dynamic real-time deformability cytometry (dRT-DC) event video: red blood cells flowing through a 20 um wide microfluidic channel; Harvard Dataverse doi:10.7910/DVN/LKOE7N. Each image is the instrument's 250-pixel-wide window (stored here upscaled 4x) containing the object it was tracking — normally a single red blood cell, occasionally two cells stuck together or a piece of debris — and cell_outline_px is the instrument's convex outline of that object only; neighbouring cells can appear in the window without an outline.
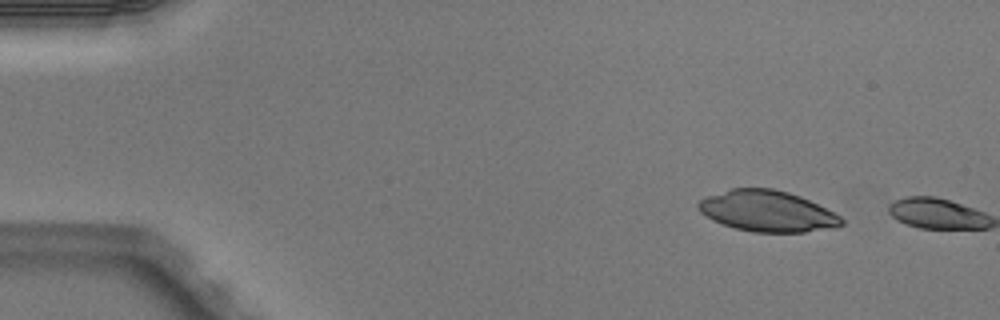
{"species": "Egyptian fruit bat (a non-hibernating species)", "species_latin": "Rousettus aegyptiacus", "temperature_condition": "warm", "stored_images_in_passage": 2, "camera_frame_rate_fps": 3000, "um_per_image_px": 0.085, "animal": {"sex": "male"}, "frame": {"image": 1, "passage_image": 1, "time_ms": 0.0, "image_size_px": [1000, 320], "cell_outline_px": [[844, 224], [836, 228], [804, 232], [752, 232], [736, 228], [712, 220], [700, 212], [696, 208], [696, 204], [700, 200], [708, 196], [732, 188], [772, 188], [788, 192], [800, 196], [840, 216], [844, 220]], "centroid_in_image_um": [65.22, 17.95], "position_along_channel_um": 19.8, "area_um2": 34.1}}